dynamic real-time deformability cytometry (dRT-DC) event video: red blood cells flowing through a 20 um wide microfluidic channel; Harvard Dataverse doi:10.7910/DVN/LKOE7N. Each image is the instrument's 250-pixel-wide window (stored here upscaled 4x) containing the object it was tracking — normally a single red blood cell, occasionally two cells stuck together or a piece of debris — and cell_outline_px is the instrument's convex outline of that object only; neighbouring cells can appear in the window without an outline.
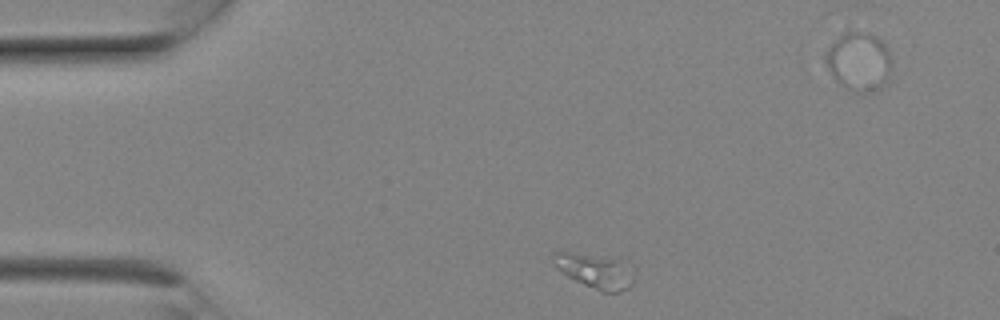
{"species": "Egyptian fruit bat (a non-hibernating species)", "species_latin": "Rousettus aegyptiacus", "temperature_condition": "room temperature", "stored_images_in_passage": 3, "camera_frame_rate_fps": 3000, "um_per_image_px": 0.085, "animal": {"sex": "female"}, "frame": {"image": 1, "passage_image": 1, "time_ms": 0.0, "image_size_px": [1000, 320], "cell_outline_px": [[632, 284], [628, 288], [616, 292], [604, 292], [584, 284], [568, 276], [556, 268], [552, 264], [552, 252], [568, 252], [620, 260], [632, 280]], "centroid_in_image_um": [50.45, 23.03], "position_along_channel_um": 34.6, "area_um2": 15.26}}